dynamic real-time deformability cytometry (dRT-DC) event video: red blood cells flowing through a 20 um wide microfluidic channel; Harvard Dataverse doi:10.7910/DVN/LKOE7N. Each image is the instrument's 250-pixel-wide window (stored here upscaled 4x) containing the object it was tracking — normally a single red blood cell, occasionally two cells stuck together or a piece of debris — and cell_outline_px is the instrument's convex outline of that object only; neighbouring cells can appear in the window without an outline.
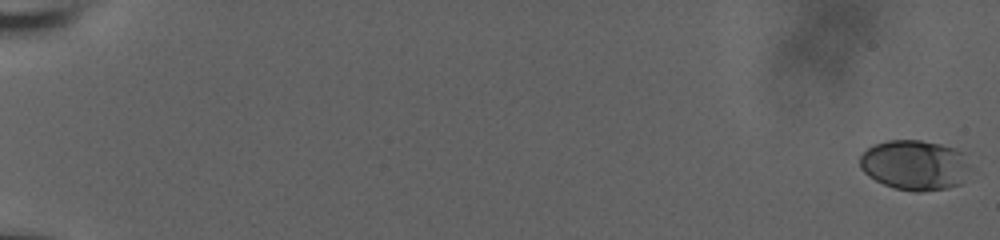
{"species": "human", "species_latin": "Homo sapiens", "temperature_condition": "room temperature", "stored_images_in_passage": 23, "camera_frame_rate_fps": 3000, "um_per_image_px": 0.085, "donor": {"sex": "male"}, "frame": {"image": 1, "passage_image": 1, "time_ms": 0.0, "image_size_px": [1000, 240], "cell_outline_px": [[968, 168], [960, 184], [948, 188], [920, 192], [916, 192], [896, 188], [884, 184], [868, 176], [860, 168], [860, 156], [868, 148], [876, 144], [888, 140], [920, 140], [940, 144], [956, 148], [964, 152], [968, 164]], "centroid_in_image_um": [77.75, 14.02], "position_along_channel_um": 7.3, "area_um2": 32.08}}
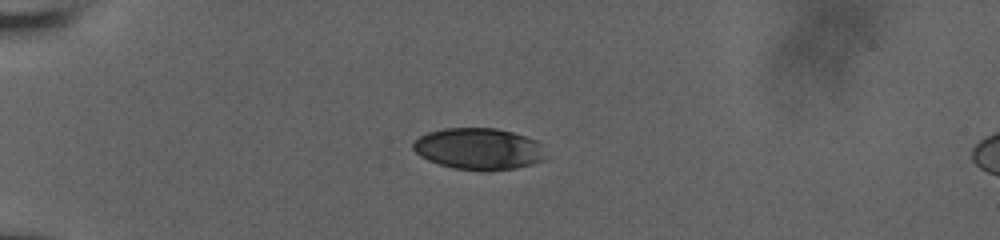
{"frame": {"image": 2, "passage_image": 17, "time_ms": 5.333, "image_size_px": [1000, 240], "cell_outline_px": [[548, 156], [544, 160], [532, 164], [516, 168], [488, 172], [452, 168], [428, 160], [420, 156], [412, 148], [412, 144], [420, 136], [428, 132], [444, 128], [496, 128], [512, 132], [536, 140], [540, 144]], "centroid_in_image_um": [40.71, 12.67], "position_along_channel_um": 44.3, "area_um2": 32.43}}
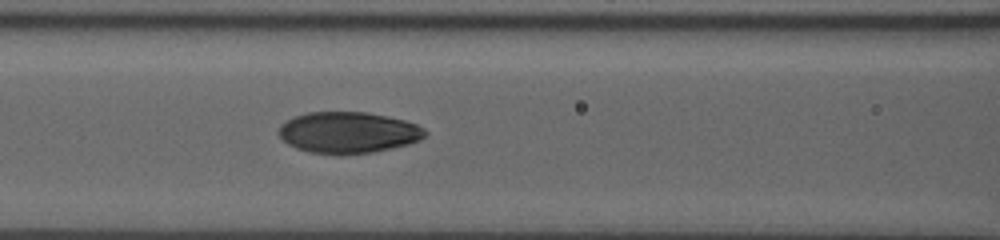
{"frame": {"image": 3, "passage_image": 23, "time_ms": 7.333, "image_size_px": [1000, 240], "cell_outline_px": [[428, 132], [420, 140], [408, 144], [372, 152], [308, 152], [296, 148], [288, 144], [276, 132], [280, 124], [292, 116], [308, 112], [364, 112], [404, 120], [416, 124], [424, 128]], "centroid_in_image_um": [29.56, 11.23], "position_along_channel_um": 137.0, "area_um2": 34.62}}